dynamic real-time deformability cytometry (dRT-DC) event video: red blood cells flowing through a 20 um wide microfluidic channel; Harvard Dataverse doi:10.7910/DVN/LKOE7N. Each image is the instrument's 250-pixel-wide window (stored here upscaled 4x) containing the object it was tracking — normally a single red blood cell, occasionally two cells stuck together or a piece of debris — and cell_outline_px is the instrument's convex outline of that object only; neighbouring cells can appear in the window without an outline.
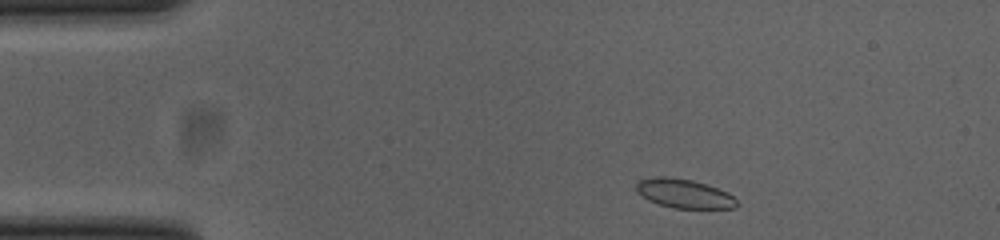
{"species": "common noctule bat (a hibernating species)", "species_latin": "Nyctalus noctula", "temperature_condition": "cold", "stored_images_in_passage": 47, "segment_of_instrument_passage": [1, 2], "camera_frame_rate_fps": 3000, "um_per_image_px": 0.085, "animal": {"sex": "female", "body_mass_g": 23.0, "forearm_length_mm": 53.4}, "frame": {"image": 1, "passage_image": 2, "time_ms": 0.333, "image_size_px": [1000, 240], "cell_outline_px": [[736, 208], [672, 208], [648, 200], [636, 192], [636, 184], [640, 180], [656, 176], [664, 176], [692, 180], [728, 192], [736, 200]], "centroid_in_image_um": [58.11, 16.45], "position_along_channel_um": 26.9, "area_um2": 16.82}}
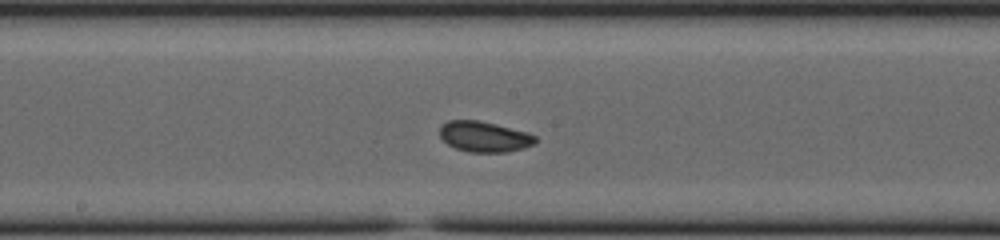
{"frame": {"image": 2, "passage_image": 21, "time_ms": 6.667, "image_size_px": [1000, 240], "cell_outline_px": [[536, 144], [524, 148], [504, 152], [468, 152], [456, 148], [448, 144], [440, 136], [440, 124], [448, 120], [476, 120], [496, 124], [528, 132], [536, 136]], "centroid_in_image_um": [41.17, 11.61], "position_along_channel_um": 207.0, "area_um2": 17.11}}
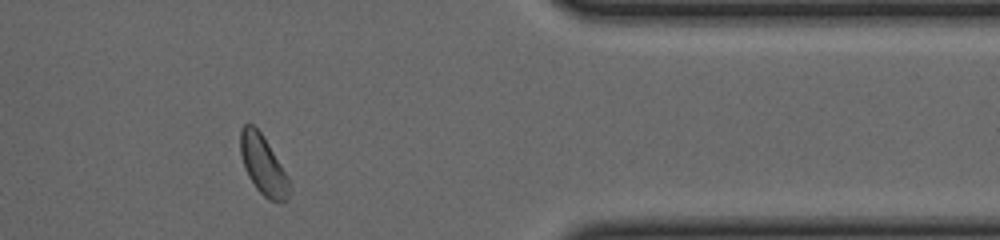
{"frame": {"image": 3, "passage_image": 37, "time_ms": 12.0, "image_size_px": [1000, 240], "cell_outline_px": [[292, 184], [288, 196], [280, 204], [268, 200], [256, 188], [248, 176], [244, 168], [240, 152], [240, 128], [244, 124], [252, 124], [260, 132], [268, 144], [288, 176]], "centroid_in_image_um": [22.37, 14.07], "position_along_channel_um": 389.0, "area_um2": 16.99}}